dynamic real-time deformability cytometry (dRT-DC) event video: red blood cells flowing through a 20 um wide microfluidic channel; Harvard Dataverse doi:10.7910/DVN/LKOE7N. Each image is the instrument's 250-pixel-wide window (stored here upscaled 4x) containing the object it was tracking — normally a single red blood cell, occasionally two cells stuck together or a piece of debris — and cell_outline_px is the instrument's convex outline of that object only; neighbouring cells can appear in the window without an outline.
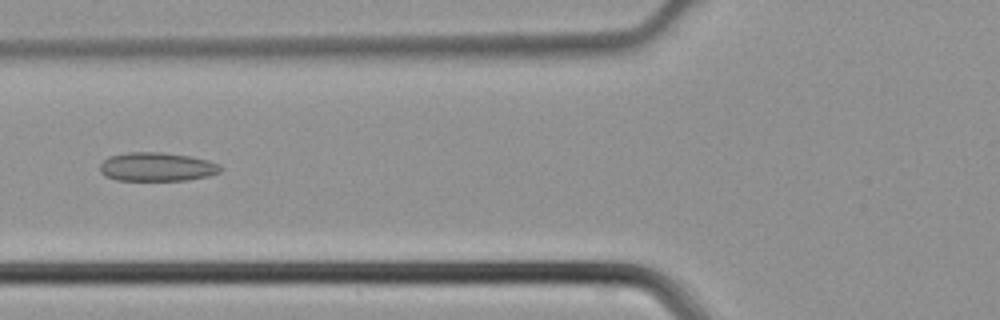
{"species": "common noctule bat (a hibernating species)", "species_latin": "Nyctalus noctula", "temperature_condition": "cold", "stored_images_in_passage": 41, "camera_frame_rate_fps": 3000, "um_per_image_px": 0.085, "animal": {"sex": "male", "body_mass_g": 21.5, "forearm_length_mm": 52.0}, "frame": {"image": 1, "passage_image": 14, "time_ms": 4.333, "image_size_px": [1000, 320], "cell_outline_px": [[220, 172], [208, 176], [184, 180], [116, 180], [104, 176], [100, 172], [100, 164], [108, 156], [128, 152], [164, 152], [188, 156], [208, 160], [220, 164]], "centroid_in_image_um": [13.3, 14.18], "position_along_channel_um": 112.5, "area_um2": 20.23}}
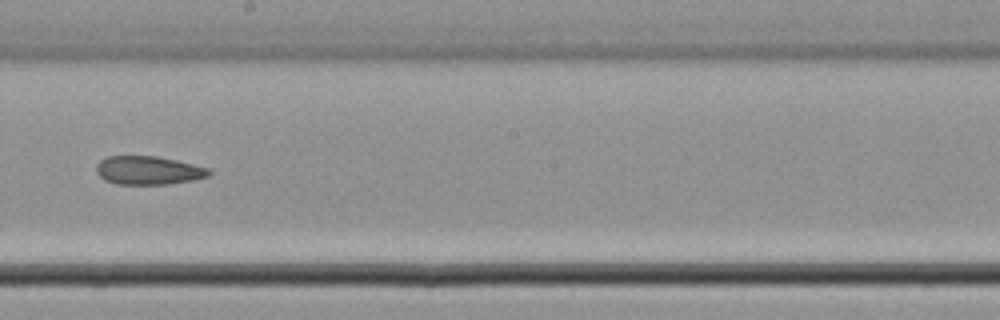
{"frame": {"image": 2, "passage_image": 22, "time_ms": 7.0, "image_size_px": [1000, 320], "cell_outline_px": [[212, 172], [208, 176], [192, 180], [168, 184], [116, 184], [104, 180], [96, 172], [96, 164], [100, 160], [108, 156], [156, 156], [176, 160], [208, 168]], "centroid_in_image_um": [12.58, 14.48], "position_along_channel_um": 235.6, "area_um2": 18.67}}
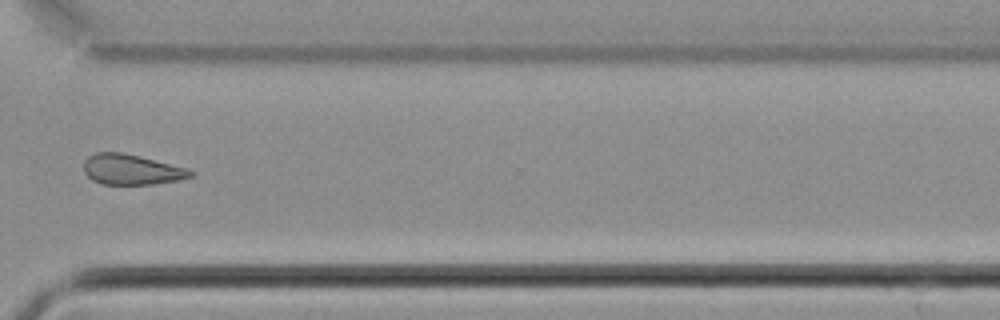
{"frame": {"image": 3, "passage_image": 30, "time_ms": 9.667, "image_size_px": [1000, 320], "cell_outline_px": [[196, 172], [192, 176], [180, 180], [152, 184], [100, 184], [92, 180], [84, 172], [84, 160], [88, 156], [96, 152], [120, 152], [140, 156], [188, 168]], "centroid_in_image_um": [11.19, 14.41], "position_along_channel_um": 359.4, "area_um2": 19.02}}